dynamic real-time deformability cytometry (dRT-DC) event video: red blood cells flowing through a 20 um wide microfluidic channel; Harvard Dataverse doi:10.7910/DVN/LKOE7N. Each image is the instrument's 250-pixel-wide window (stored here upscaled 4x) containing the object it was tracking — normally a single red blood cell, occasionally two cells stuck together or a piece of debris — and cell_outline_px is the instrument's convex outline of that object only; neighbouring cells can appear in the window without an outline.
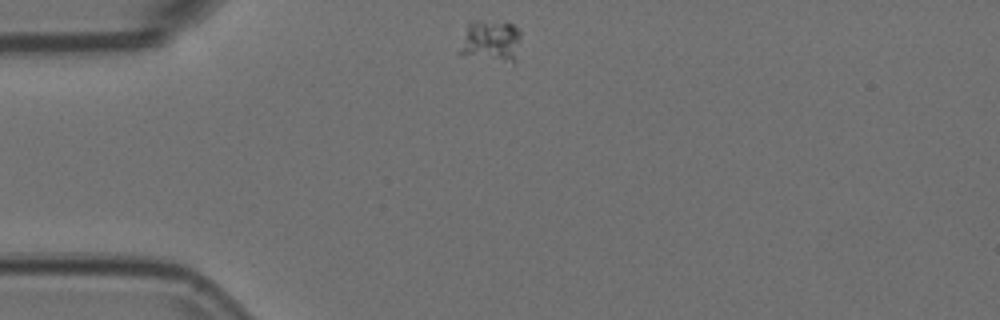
{"species": "Egyptian fruit bat (a non-hibernating species)", "species_latin": "Rousettus aegyptiacus", "temperature_condition": "room temperature", "stored_images_in_passage": 2, "camera_frame_rate_fps": 3000, "um_per_image_px": 0.085, "animal": {"sex": "female"}, "frame": {"image": 1, "passage_image": 1, "time_ms": 0.0, "image_size_px": [1000, 320], "cell_outline_px": [[520, 36], [516, 60], [512, 64], [456, 52], [468, 20], [504, 20], [512, 24], [520, 32]], "centroid_in_image_um": [41.7, 3.44], "position_along_channel_um": 43.3, "area_um2": 15.43}}